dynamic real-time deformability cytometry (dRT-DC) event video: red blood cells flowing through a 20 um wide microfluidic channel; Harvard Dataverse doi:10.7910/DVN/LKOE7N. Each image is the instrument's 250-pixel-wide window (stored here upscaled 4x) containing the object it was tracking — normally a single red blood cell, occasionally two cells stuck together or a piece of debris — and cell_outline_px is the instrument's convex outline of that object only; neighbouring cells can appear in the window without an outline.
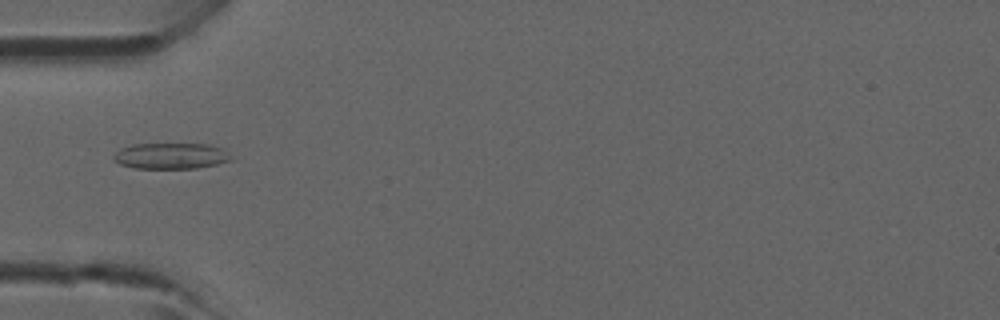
{"species": "common noctule bat (a hibernating species)", "species_latin": "Nyctalus noctula", "temperature_condition": "room temperature", "stored_images_in_passage": 46, "camera_frame_rate_fps": 3000, "um_per_image_px": 0.085, "animal": {"sex": "male", "forearm_length_mm": 52.5}, "frame": {"image": 1, "passage_image": 15, "time_ms": 4.667, "image_size_px": [1000, 320], "cell_outline_px": [[232, 160], [216, 164], [196, 168], [132, 168], [120, 164], [112, 160], [112, 156], [120, 148], [132, 144], [212, 144], [224, 148], [232, 156]], "centroid_in_image_um": [14.53, 13.24], "position_along_channel_um": 70.5, "area_um2": 18.03}}
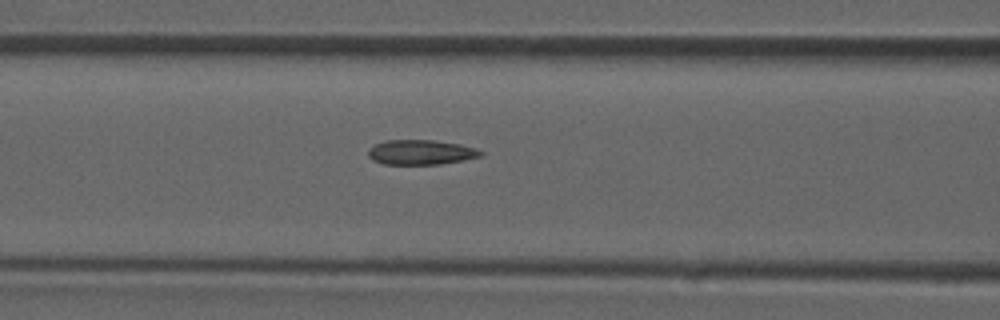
{"frame": {"image": 2, "passage_image": 19, "time_ms": 6.0, "image_size_px": [1000, 320], "cell_outline_px": [[484, 156], [464, 160], [440, 164], [384, 164], [372, 160], [368, 156], [368, 152], [376, 144], [384, 140], [432, 140], [460, 144], [476, 148], [484, 152]], "centroid_in_image_um": [35.82, 12.94], "position_along_channel_um": 130.8, "area_um2": 16.3}}
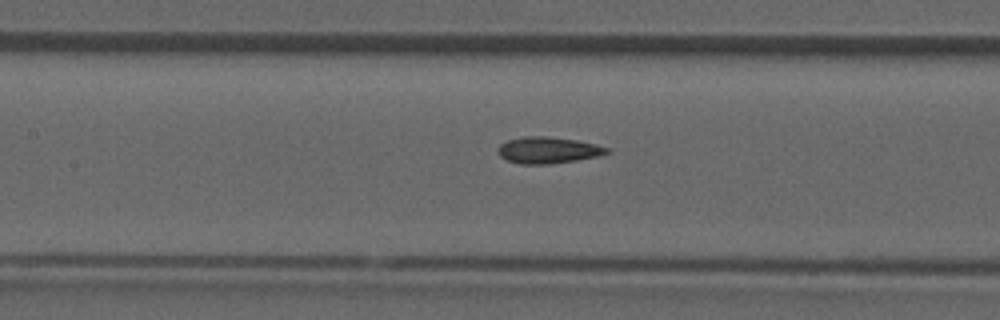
{"frame": {"image": 3, "passage_image": 21, "time_ms": 6.667, "image_size_px": [1000, 320], "cell_outline_px": [[608, 152], [600, 156], [576, 160], [548, 164], [520, 164], [508, 160], [500, 156], [496, 152], [500, 144], [508, 140], [524, 136], [544, 136], [576, 140], [596, 144], [608, 148]], "centroid_in_image_um": [46.56, 12.76], "position_along_channel_um": 160.8, "area_um2": 16.7}}